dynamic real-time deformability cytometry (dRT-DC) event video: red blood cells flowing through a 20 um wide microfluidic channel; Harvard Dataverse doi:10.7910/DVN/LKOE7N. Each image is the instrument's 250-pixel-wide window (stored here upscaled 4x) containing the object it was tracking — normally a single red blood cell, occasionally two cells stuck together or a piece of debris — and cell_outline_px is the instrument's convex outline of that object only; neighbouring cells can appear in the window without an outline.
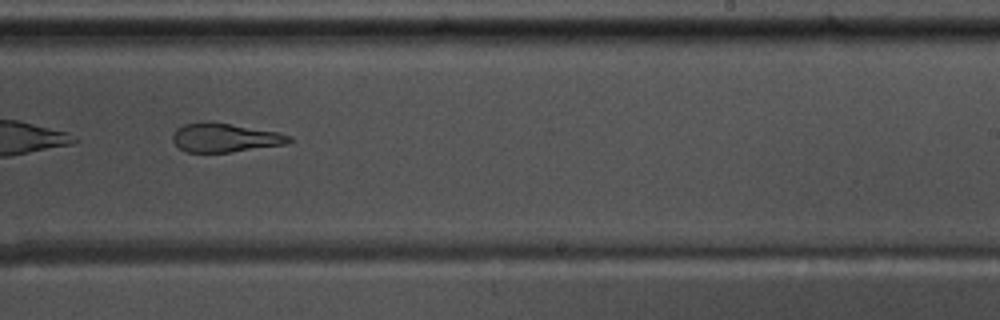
{"species": "common noctule bat (a hibernating species)", "species_latin": "Nyctalus noctula", "temperature_condition": "warm", "stored_images_in_passage": 42, "camera_frame_rate_fps": 3000, "um_per_image_px": 0.085, "animal": {"sex": "male", "body_mass_g": 17.5, "forearm_length_mm": 52.3}, "frame": {"image": 1, "passage_image": 30, "time_ms": 9.667, "image_size_px": [1000, 320], "cell_outline_px": [[292, 140], [284, 144], [232, 152], [184, 152], [172, 140], [172, 132], [176, 128], [184, 124], [204, 120], [208, 120], [280, 132], [292, 136]], "centroid_in_image_um": [19.08, 11.68], "position_along_channel_um": 269.9, "area_um2": 19.88}, "authors_computed_cell_mechanics": {"area_um2": 20.8369, "velocity_mm_per_s": 3.5761, "shape_relaxation_time_tau1_ms": null, "shape_relaxation_time_tau2_ms": 2.6058, "deformation_change_tau1": null, "deformation_change_tau2": 0.1205}}